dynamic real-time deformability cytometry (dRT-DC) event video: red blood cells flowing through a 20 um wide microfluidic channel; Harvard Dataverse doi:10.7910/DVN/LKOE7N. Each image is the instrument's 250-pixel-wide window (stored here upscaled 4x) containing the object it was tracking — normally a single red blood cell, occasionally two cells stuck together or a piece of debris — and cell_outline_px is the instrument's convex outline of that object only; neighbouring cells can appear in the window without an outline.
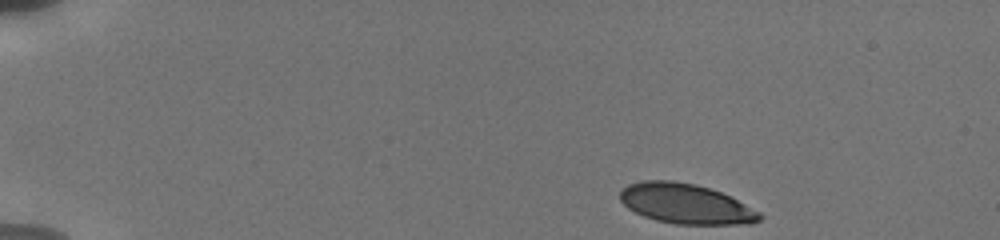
{"species": "human", "species_latin": "Homo sapiens", "temperature_condition": "cold", "stored_images_in_passage": 26, "camera_frame_rate_fps": 3000, "um_per_image_px": 0.085, "donor": {"sex": "male"}, "frame": {"image": 1, "passage_image": 1, "time_ms": 0.0, "image_size_px": [1000, 240], "cell_outline_px": [[764, 216], [760, 220], [752, 224], [676, 224], [656, 220], [644, 216], [628, 208], [620, 200], [620, 192], [628, 184], [644, 180], [672, 180], [696, 184], [720, 192], [760, 212]], "centroid_in_image_um": [58.29, 17.32], "position_along_channel_um": 26.7, "area_um2": 32.37}}
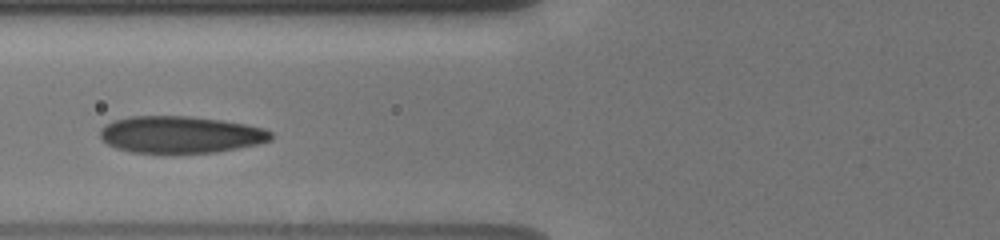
{"frame": {"image": 2, "passage_image": 15, "time_ms": 5.0, "image_size_px": [1000, 240], "cell_outline_px": [[272, 140], [256, 144], [216, 152], [132, 152], [116, 148], [108, 144], [100, 136], [100, 128], [104, 124], [116, 120], [132, 116], [188, 116], [220, 120], [244, 124], [264, 128], [272, 132]], "centroid_in_image_um": [15.33, 11.43], "position_along_channel_um": 110.5, "area_um2": 36.36}}
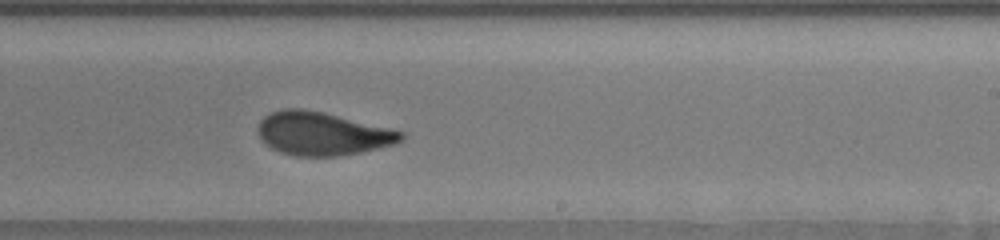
{"frame": {"image": 3, "passage_image": 26, "time_ms": 9.0, "image_size_px": [1000, 240], "cell_outline_px": [[404, 140], [396, 144], [360, 152], [336, 156], [296, 156], [280, 152], [264, 144], [260, 140], [256, 128], [260, 120], [264, 116], [272, 112], [284, 108], [300, 108], [324, 112], [392, 128], [404, 132]], "centroid_in_image_um": [27.39, 11.35], "position_along_channel_um": 261.6, "area_um2": 36.47}}